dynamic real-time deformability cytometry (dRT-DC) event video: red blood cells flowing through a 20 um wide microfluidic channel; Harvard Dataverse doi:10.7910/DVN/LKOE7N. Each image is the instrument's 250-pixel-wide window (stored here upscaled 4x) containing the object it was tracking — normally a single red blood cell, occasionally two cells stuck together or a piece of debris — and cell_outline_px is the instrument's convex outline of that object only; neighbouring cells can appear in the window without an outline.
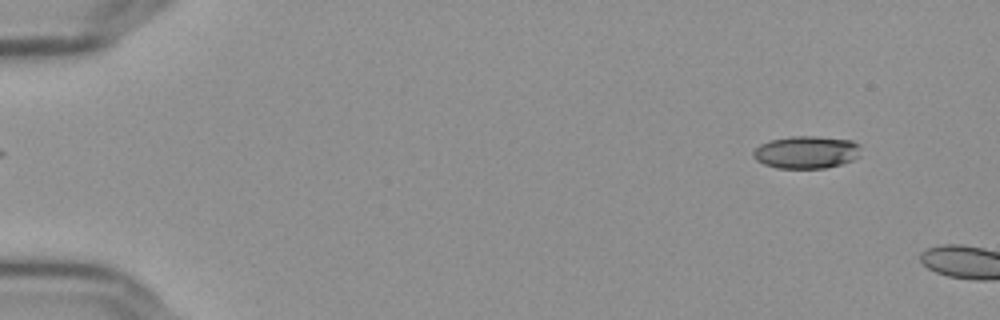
{"species": "Egyptian fruit bat (a non-hibernating species)", "species_latin": "Rousettus aegyptiacus", "temperature_condition": "cold", "stored_images_in_passage": 8, "camera_frame_rate_fps": 3000, "um_per_image_px": 0.085, "frame": {"image": 1, "passage_image": 5, "time_ms": 1.333, "image_size_px": [1000, 320], "cell_outline_px": [[860, 156], [852, 160], [840, 164], [824, 168], [776, 168], [764, 164], [756, 160], [752, 156], [752, 152], [760, 144], [772, 140], [792, 136], [816, 136], [852, 140], [860, 144]], "centroid_in_image_um": [68.55, 12.93], "position_along_channel_um": 16.4, "area_um2": 20.46}}